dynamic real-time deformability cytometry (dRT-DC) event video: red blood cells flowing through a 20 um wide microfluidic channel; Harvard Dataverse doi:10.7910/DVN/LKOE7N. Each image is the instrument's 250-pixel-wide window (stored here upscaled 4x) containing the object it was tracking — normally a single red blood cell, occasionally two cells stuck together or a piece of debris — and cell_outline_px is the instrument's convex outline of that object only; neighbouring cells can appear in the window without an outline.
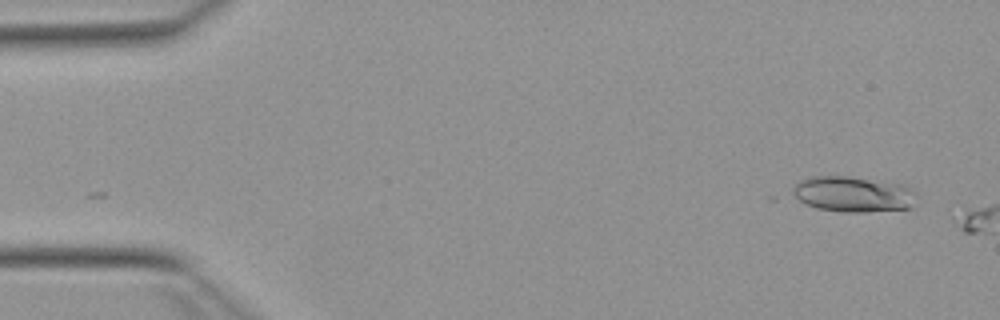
{"species": "Egyptian fruit bat (a non-hibernating species)", "species_latin": "Rousettus aegyptiacus", "temperature_condition": "warm", "stored_images_in_passage": 2, "camera_frame_rate_fps": 3000, "um_per_image_px": 0.085, "animal": {"sex": "female"}, "frame": {"image": 1, "passage_image": 1, "time_ms": 0.0, "image_size_px": [1000, 320], "cell_outline_px": [[916, 192], [908, 208], [864, 212], [848, 212], [816, 208], [792, 196], [792, 188], [800, 180], [812, 176], [844, 176], [900, 184]], "centroid_in_image_um": [72.43, 16.5], "position_along_channel_um": 12.6, "area_um2": 25.09}}